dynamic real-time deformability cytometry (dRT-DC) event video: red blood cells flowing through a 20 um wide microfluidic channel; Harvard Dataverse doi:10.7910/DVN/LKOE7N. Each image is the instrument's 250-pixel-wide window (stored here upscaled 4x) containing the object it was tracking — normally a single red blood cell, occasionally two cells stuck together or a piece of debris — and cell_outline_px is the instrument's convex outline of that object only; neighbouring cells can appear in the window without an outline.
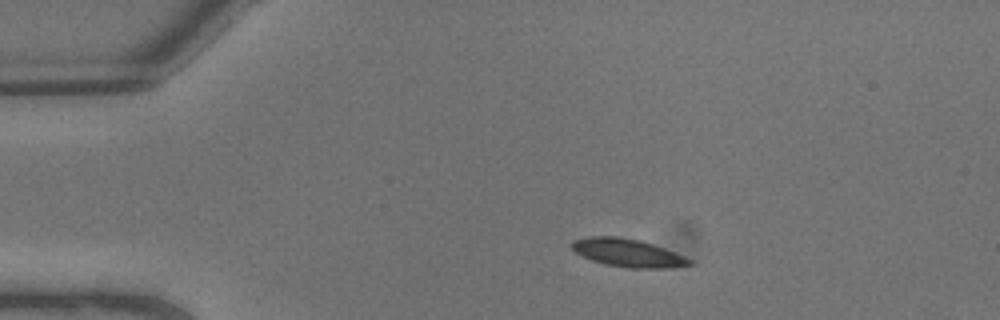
{"species": "common noctule bat (a hibernating species)", "species_latin": "Nyctalus noctula", "temperature_condition": "warm", "stored_images_in_passage": 7, "camera_frame_rate_fps": 3000, "um_per_image_px": 0.085, "animal": {"sex": "male", "body_mass_g": 13.3}, "frame": {"image": 1, "passage_image": 3, "time_ms": 0.667, "image_size_px": [1000, 320], "cell_outline_px": [[692, 264], [672, 268], [628, 268], [604, 264], [592, 260], [572, 252], [568, 244], [572, 240], [588, 236], [620, 236], [640, 240], [664, 248], [684, 256], [692, 260]], "centroid_in_image_um": [53.28, 21.48], "position_along_channel_um": 31.7, "area_um2": 19.54}}
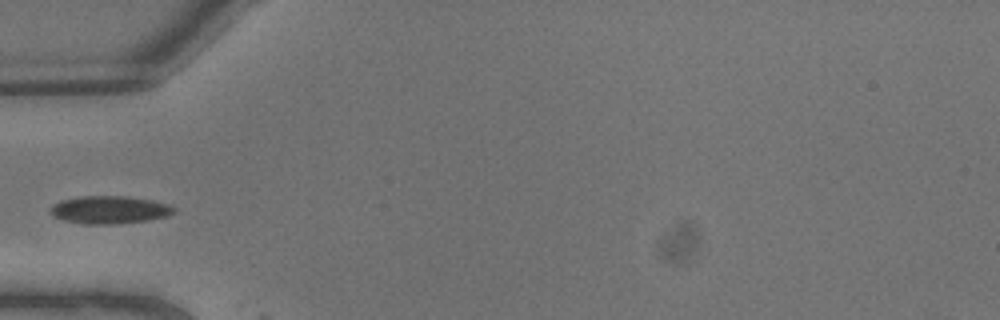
{"frame": {"image": 2, "passage_image": 6, "time_ms": 1.667, "image_size_px": [1000, 320], "cell_outline_px": [[176, 212], [164, 216], [148, 220], [116, 224], [84, 224], [64, 220], [52, 216], [48, 212], [60, 200], [84, 196], [124, 196], [152, 200], [168, 204], [176, 208]], "centroid_in_image_um": [9.31, 17.83], "position_along_channel_um": 75.7, "area_um2": 19.88}}